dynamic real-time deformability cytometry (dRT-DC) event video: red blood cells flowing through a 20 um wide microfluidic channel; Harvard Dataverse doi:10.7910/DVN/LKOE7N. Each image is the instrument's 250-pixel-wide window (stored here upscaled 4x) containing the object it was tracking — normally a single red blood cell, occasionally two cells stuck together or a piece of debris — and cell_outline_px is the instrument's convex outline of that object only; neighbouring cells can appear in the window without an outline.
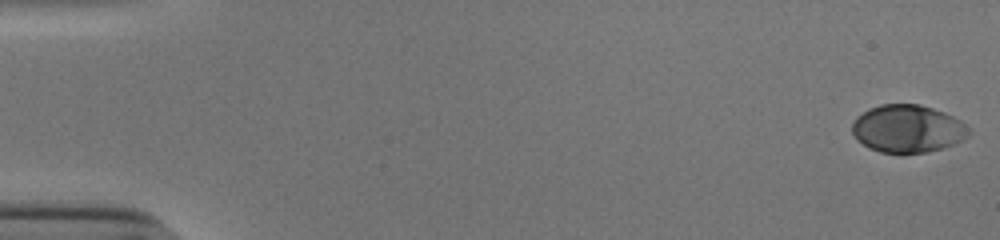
{"species": "human", "species_latin": "Homo sapiens", "temperature_condition": "cold", "stored_images_in_passage": 54, "camera_frame_rate_fps": 3000, "um_per_image_px": 0.085, "donor": {"sex": "male"}, "frame": {"image": 1, "passage_image": 1, "time_ms": 0.0, "image_size_px": [1000, 240], "cell_outline_px": [[972, 132], [964, 140], [944, 148], [928, 152], [880, 152], [868, 148], [852, 132], [852, 124], [856, 116], [868, 108], [880, 104], [920, 104], [944, 112], [960, 120], [972, 128]], "centroid_in_image_um": [77.19, 10.93], "position_along_channel_um": 7.8, "area_um2": 32.6}}
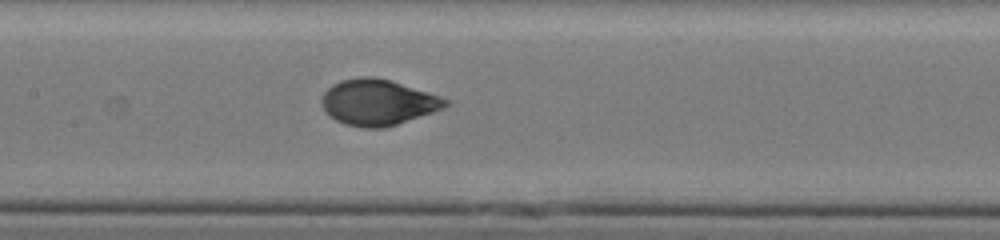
{"frame": {"image": 2, "passage_image": 27, "time_ms": 8.667, "image_size_px": [1000, 240], "cell_outline_px": [[448, 104], [444, 108], [384, 128], [364, 128], [344, 124], [336, 120], [320, 104], [320, 100], [324, 92], [332, 84], [340, 80], [360, 76], [376, 76], [428, 92], [440, 96], [448, 100]], "centroid_in_image_um": [32.09, 8.68], "position_along_channel_um": 175.3, "area_um2": 32.89}}
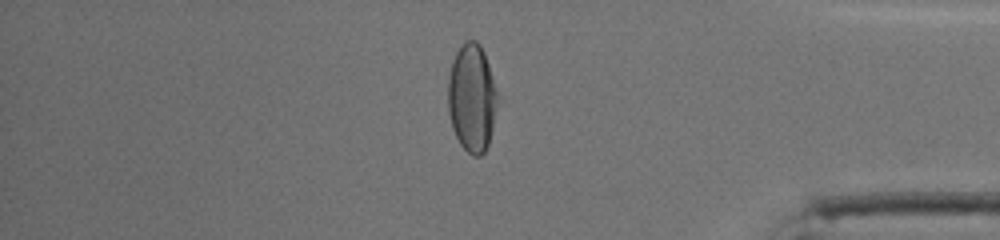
{"frame": {"image": 3, "passage_image": 46, "time_ms": 15.0, "image_size_px": [1000, 240], "cell_outline_px": [[496, 104], [492, 128], [488, 144], [484, 152], [480, 156], [472, 156], [460, 144], [452, 128], [448, 112], [448, 76], [452, 60], [456, 52], [464, 40], [476, 40], [480, 44], [484, 52], [492, 76], [496, 92]], "centroid_in_image_um": [40.07, 8.3], "position_along_channel_um": 395.1, "area_um2": 30.92}, "authors_computed_cell_mechanics": {"area_um2": 32.9171, "velocity_mm_per_s": 3.8584, "shape_relaxation_time_tau1_ms": 2.7434, "shape_relaxation_time_tau2_ms": null, "deformation_change_tau1": 0.149, "deformation_change_tau2": null}}